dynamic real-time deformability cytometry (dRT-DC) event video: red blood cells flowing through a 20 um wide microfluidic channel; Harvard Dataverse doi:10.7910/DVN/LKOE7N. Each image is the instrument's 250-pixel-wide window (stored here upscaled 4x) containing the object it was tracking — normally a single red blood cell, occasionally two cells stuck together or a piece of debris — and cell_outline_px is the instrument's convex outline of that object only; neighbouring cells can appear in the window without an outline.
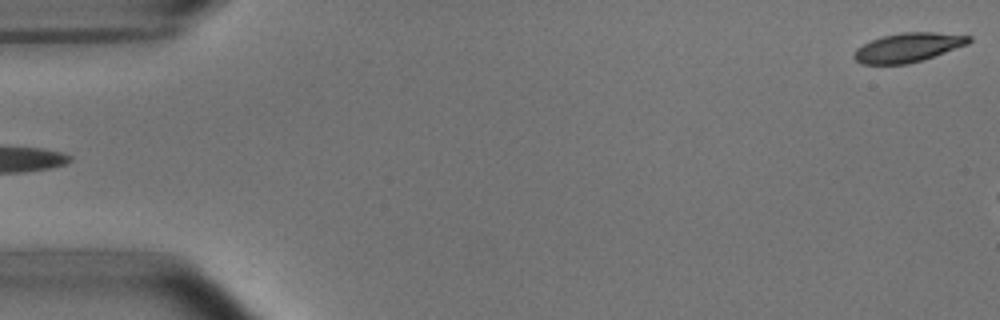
{"species": "common noctule bat (a hibernating species)", "species_latin": "Nyctalus noctula", "temperature_condition": "room temperature", "stored_images_in_passage": 5, "segment_of_instrument_passage": [2, 2], "camera_frame_rate_fps": 3000, "um_per_image_px": 0.085, "animal": {"sex": "male", "body_mass_g": 15.6}, "frame": {"image": 1, "passage_image": 5, "time_ms": 4.667, "image_size_px": [1000, 320], "cell_outline_px": [[972, 40], [968, 44], [924, 60], [908, 64], [860, 64], [852, 56], [856, 48], [872, 40], [884, 36], [904, 32], [936, 32], [972, 36]], "centroid_in_image_um": [77.2, 4.04], "position_along_channel_um": 7.8, "area_um2": 19.54}}